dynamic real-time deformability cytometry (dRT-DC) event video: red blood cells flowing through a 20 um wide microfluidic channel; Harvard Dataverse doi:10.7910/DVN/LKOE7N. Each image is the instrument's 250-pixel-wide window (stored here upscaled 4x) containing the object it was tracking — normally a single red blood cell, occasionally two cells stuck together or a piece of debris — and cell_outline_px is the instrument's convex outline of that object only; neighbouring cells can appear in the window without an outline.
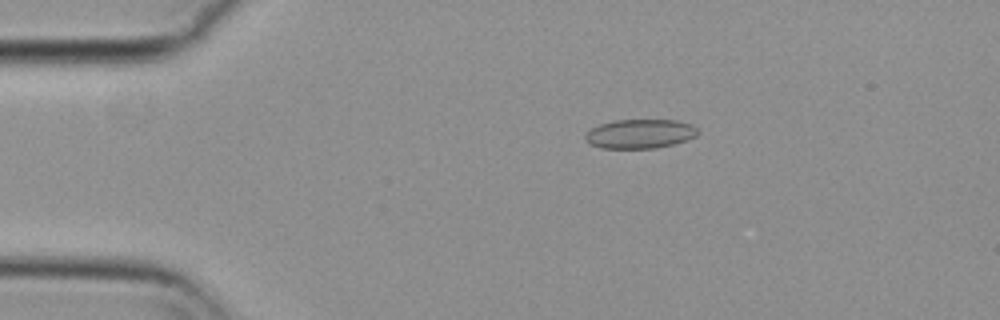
{"species": "common noctule bat (a hibernating species)", "species_latin": "Nyctalus noctula", "temperature_condition": "cold", "stored_images_in_passage": 46, "camera_frame_rate_fps": 3000, "um_per_image_px": 0.085, "animal": {"sex": "female", "body_mass_g": 29.2, "forearm_length_mm": 56.3}, "frame": {"image": 1, "passage_image": 5, "time_ms": 1.333, "image_size_px": [1000, 320], "cell_outline_px": [[700, 132], [696, 136], [688, 140], [656, 148], [600, 148], [588, 144], [584, 140], [584, 136], [592, 128], [600, 124], [612, 120], [676, 120], [692, 124]], "centroid_in_image_um": [54.39, 11.37], "position_along_channel_um": 30.6, "area_um2": 19.31}}
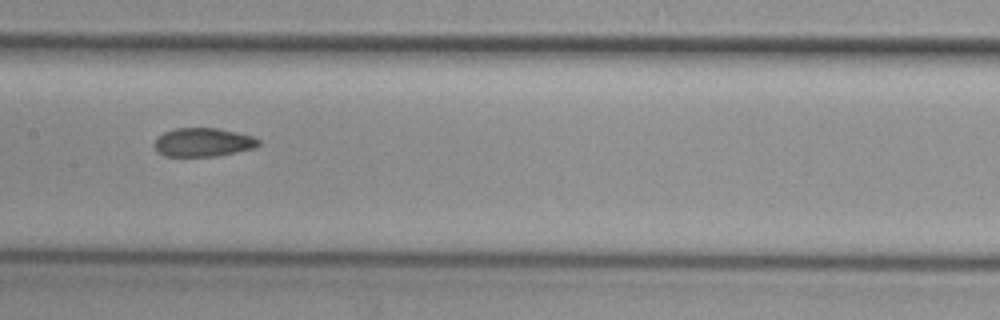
{"frame": {"image": 2, "passage_image": 22, "time_ms": 7.0, "image_size_px": [1000, 320], "cell_outline_px": [[260, 144], [256, 148], [216, 156], [164, 156], [156, 152], [152, 144], [164, 132], [176, 128], [220, 128], [252, 136], [260, 140]], "centroid_in_image_um": [17.26, 12.1], "position_along_channel_um": 190.1, "area_um2": 17.51}}
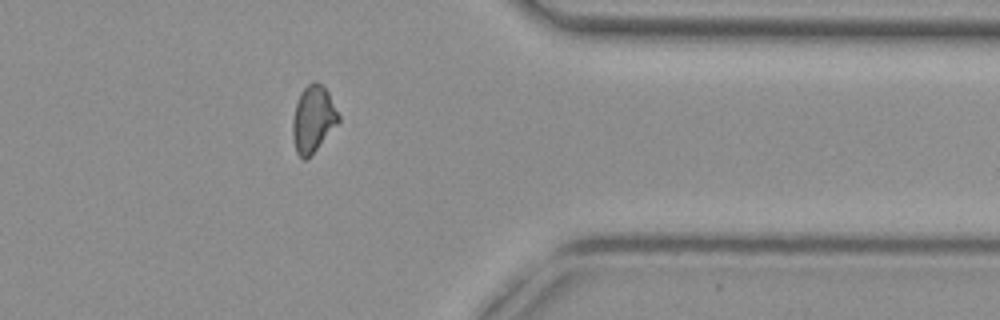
{"frame": {"image": 3, "passage_image": 39, "time_ms": 12.667, "image_size_px": [1000, 320], "cell_outline_px": [[340, 120], [312, 156], [308, 160], [304, 160], [296, 152], [292, 136], [292, 120], [296, 104], [300, 92], [312, 80], [316, 80], [328, 92], [340, 116]], "centroid_in_image_um": [26.6, 10.14], "position_along_channel_um": 384.8, "area_um2": 17.98}, "authors_computed_cell_mechanics": {"area_um2": 18.0047, "velocity_mm_per_s": 3.701, "shape_relaxation_time_tau1_ms": null, "shape_relaxation_time_tau2_ms": 2.8582, "deformation_change_tau1": null, "deformation_change_tau2": 0.079}}